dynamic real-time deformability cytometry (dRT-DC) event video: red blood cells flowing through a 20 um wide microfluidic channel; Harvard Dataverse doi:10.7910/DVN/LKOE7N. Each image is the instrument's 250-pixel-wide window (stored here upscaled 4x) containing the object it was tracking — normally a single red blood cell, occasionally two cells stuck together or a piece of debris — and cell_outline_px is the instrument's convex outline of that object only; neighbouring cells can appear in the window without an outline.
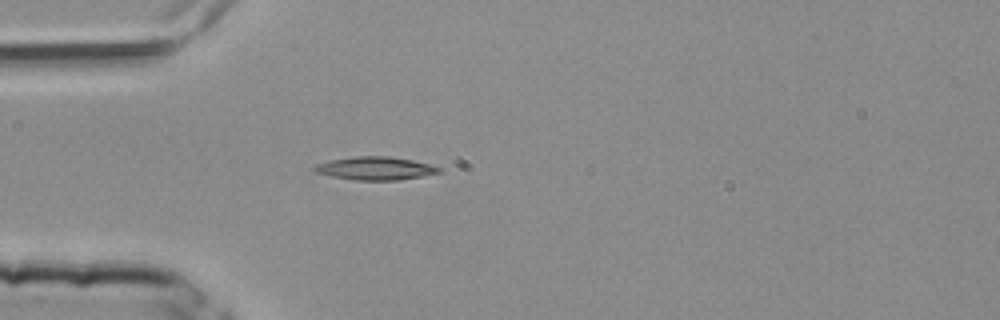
{"species": "common noctule bat (a hibernating species)", "species_latin": "Nyctalus noctula", "temperature_condition": "room temperature", "stored_images_in_passage": 1, "camera_frame_rate_fps": 3000, "um_per_image_px": 0.085, "animal": {"sex": "female", "body_mass_g": 25.1}, "frame": {"image": 1, "passage_image": 1, "time_ms": 0.0, "image_size_px": [1000, 320], "cell_outline_px": [[444, 172], [400, 180], [356, 180], [332, 176], [316, 172], [312, 168], [316, 164], [328, 160], [356, 156], [388, 156], [412, 160], [444, 168]], "centroid_in_image_um": [31.94, 14.31], "position_along_channel_um": 53.1, "area_um2": 16.88}}